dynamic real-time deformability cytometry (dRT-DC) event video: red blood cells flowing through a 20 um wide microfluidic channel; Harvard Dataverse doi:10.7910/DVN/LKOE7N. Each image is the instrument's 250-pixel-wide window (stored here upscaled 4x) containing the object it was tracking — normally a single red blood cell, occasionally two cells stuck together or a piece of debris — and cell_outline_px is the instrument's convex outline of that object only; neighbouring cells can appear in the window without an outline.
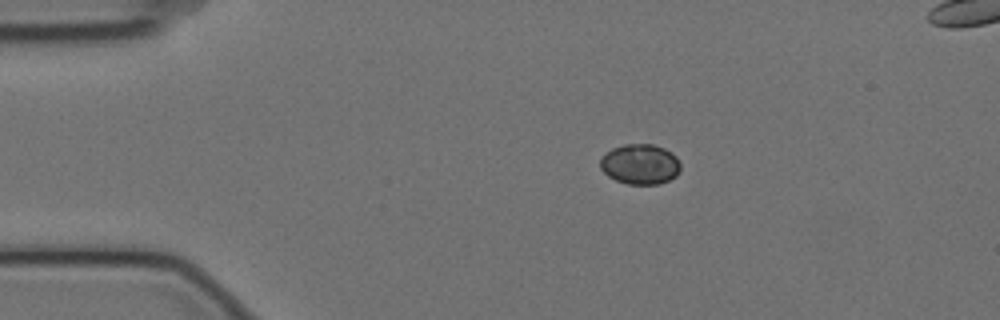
{"species": "Egyptian fruit bat (a non-hibernating species)", "species_latin": "Rousettus aegyptiacus", "temperature_condition": "cold", "stored_images_in_passage": 3, "camera_frame_rate_fps": 3000, "um_per_image_px": 0.085, "animal": {"sex": "female"}, "frame": {"image": 1, "passage_image": 1, "time_ms": 0.0, "image_size_px": [1000, 320], "cell_outline_px": [[680, 172], [676, 176], [668, 180], [656, 184], [628, 184], [616, 180], [608, 176], [600, 168], [600, 160], [612, 148], [624, 144], [652, 144], [664, 148], [672, 152], [676, 156], [680, 164]], "centroid_in_image_um": [54.43, 13.95], "position_along_channel_um": 30.6, "area_um2": 18.79}}